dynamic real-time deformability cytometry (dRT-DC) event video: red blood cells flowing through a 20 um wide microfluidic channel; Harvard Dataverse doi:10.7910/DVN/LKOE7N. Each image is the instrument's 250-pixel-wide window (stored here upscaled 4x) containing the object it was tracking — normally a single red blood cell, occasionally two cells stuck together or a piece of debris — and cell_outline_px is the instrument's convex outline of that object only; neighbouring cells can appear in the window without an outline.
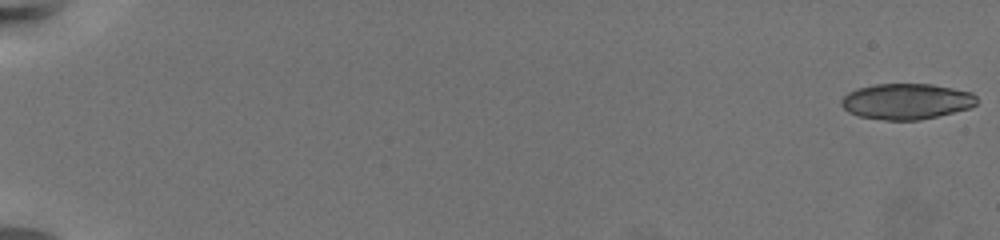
{"species": "common noctule bat (a hibernating species)", "species_latin": "Nyctalus noctula", "temperature_condition": "warm", "stored_images_in_passage": 67, "segment_of_instrument_passage": [1, 2], "camera_frame_rate_fps": 3000, "um_per_image_px": 0.085, "animal": {"sex": "female", "body_mass_g": 19.5, "forearm_length_mm": 54.1}, "frame": {"image": 1, "passage_image": 1, "time_ms": 0.0, "image_size_px": [1000, 240], "cell_outline_px": [[976, 104], [968, 108], [920, 120], [884, 120], [860, 116], [848, 112], [840, 104], [840, 100], [848, 92], [856, 88], [876, 84], [932, 84], [972, 92], [976, 96]], "centroid_in_image_um": [77.01, 8.61], "position_along_channel_um": 8.0, "area_um2": 28.15}}
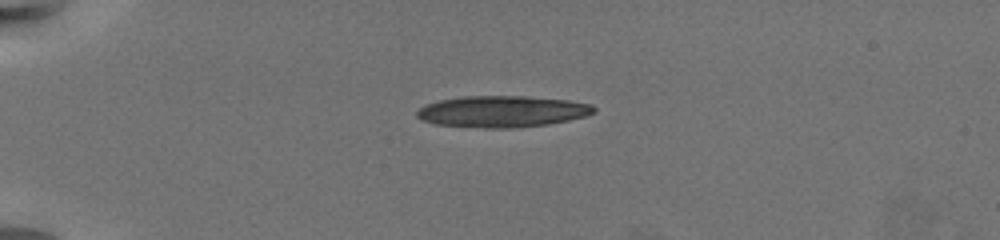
{"frame": {"image": 2, "passage_image": 19, "time_ms": 6.0, "image_size_px": [1000, 240], "cell_outline_px": [[596, 112], [584, 116], [568, 120], [548, 124], [516, 128], [484, 128], [436, 124], [420, 120], [416, 116], [416, 112], [424, 104], [440, 100], [464, 96], [524, 96], [568, 100], [592, 104], [596, 108]], "centroid_in_image_um": [42.67, 9.48], "position_along_channel_um": 42.3, "area_um2": 32.54}}